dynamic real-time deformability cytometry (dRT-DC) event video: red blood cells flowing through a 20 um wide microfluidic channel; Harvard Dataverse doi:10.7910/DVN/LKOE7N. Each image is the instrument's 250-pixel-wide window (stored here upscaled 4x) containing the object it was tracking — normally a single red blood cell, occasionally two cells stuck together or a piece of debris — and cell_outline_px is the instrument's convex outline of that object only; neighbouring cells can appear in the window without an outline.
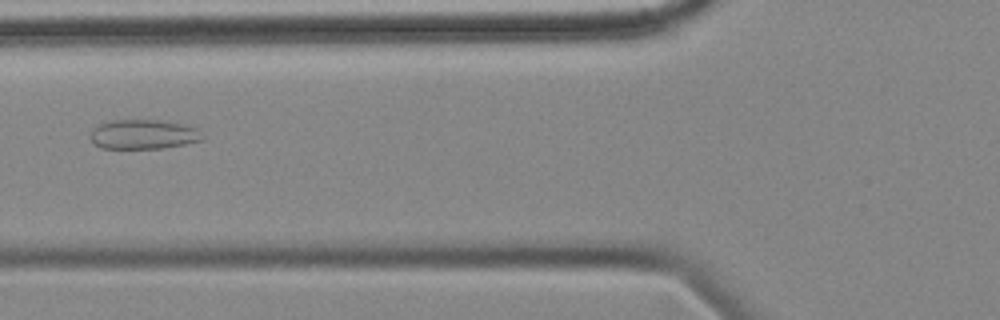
{"species": "common noctule bat (a hibernating species)", "species_latin": "Nyctalus noctula", "temperature_condition": "cold", "stored_images_in_passage": 8, "camera_frame_rate_fps": 3000, "um_per_image_px": 0.085, "animal": {"sex": "female", "body_mass_g": 18.4}, "frame": {"image": 1, "passage_image": 6, "time_ms": 6.0, "image_size_px": [1000, 320], "cell_outline_px": [[204, 140], [164, 148], [100, 148], [88, 136], [92, 128], [96, 124], [108, 120], [160, 120], [184, 124], [196, 128], [204, 136]], "centroid_in_image_um": [12.16, 11.41], "position_along_channel_um": 113.6, "area_um2": 19.54}}
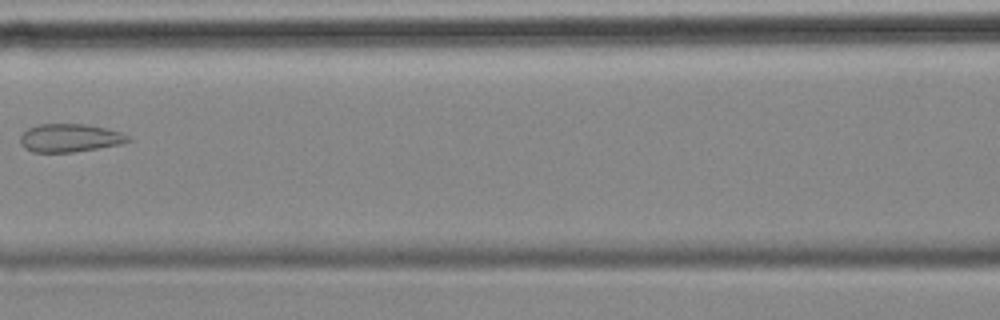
{"frame": {"image": 2, "passage_image": 7, "time_ms": 7.333, "image_size_px": [1000, 320], "cell_outline_px": [[132, 140], [120, 144], [72, 152], [32, 152], [24, 148], [20, 144], [20, 136], [28, 128], [36, 124], [84, 124], [104, 128], [120, 132], [128, 136]], "centroid_in_image_um": [5.88, 11.72], "position_along_channel_um": 160.7, "area_um2": 17.57}}
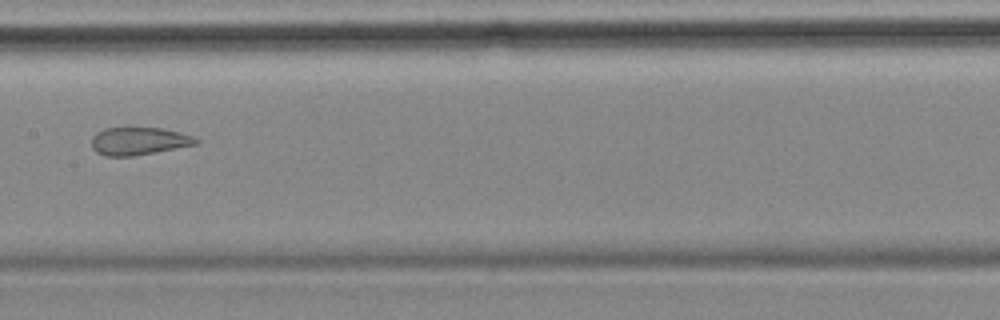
{"frame": {"image": 3, "passage_image": 8, "time_ms": 8.333, "image_size_px": [1000, 320], "cell_outline_px": [[200, 144], [132, 156], [104, 156], [96, 152], [92, 148], [92, 136], [96, 132], [104, 128], [160, 128], [180, 132], [196, 136], [200, 140]], "centroid_in_image_um": [11.83, 11.99], "position_along_channel_um": 195.6, "area_um2": 17.05}}